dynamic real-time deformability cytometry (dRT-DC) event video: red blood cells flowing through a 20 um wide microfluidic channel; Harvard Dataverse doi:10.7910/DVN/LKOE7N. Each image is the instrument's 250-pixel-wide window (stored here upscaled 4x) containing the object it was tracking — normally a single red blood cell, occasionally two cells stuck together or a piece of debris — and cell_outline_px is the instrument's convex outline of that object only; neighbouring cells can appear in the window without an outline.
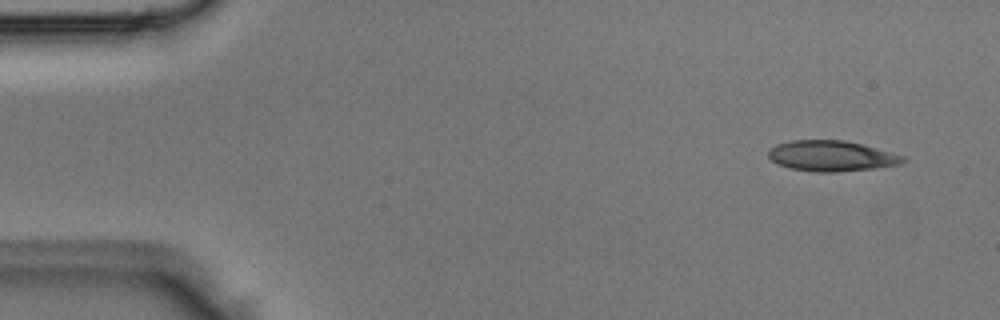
{"species": "Egyptian fruit bat (a non-hibernating species)", "species_latin": "Rousettus aegyptiacus", "temperature_condition": "room temperature", "stored_images_in_passage": 3, "camera_frame_rate_fps": 3000, "um_per_image_px": 0.085, "animal": {"sex": "male"}, "frame": {"image": 1, "passage_image": 1, "time_ms": 0.0, "image_size_px": [1000, 320], "cell_outline_px": [[908, 160], [900, 164], [872, 168], [836, 172], [816, 172], [792, 168], [776, 164], [768, 156], [768, 152], [776, 144], [792, 140], [844, 140], [860, 144], [904, 156]], "centroid_in_image_um": [70.65, 13.25], "position_along_channel_um": 14.4, "area_um2": 23.7}}